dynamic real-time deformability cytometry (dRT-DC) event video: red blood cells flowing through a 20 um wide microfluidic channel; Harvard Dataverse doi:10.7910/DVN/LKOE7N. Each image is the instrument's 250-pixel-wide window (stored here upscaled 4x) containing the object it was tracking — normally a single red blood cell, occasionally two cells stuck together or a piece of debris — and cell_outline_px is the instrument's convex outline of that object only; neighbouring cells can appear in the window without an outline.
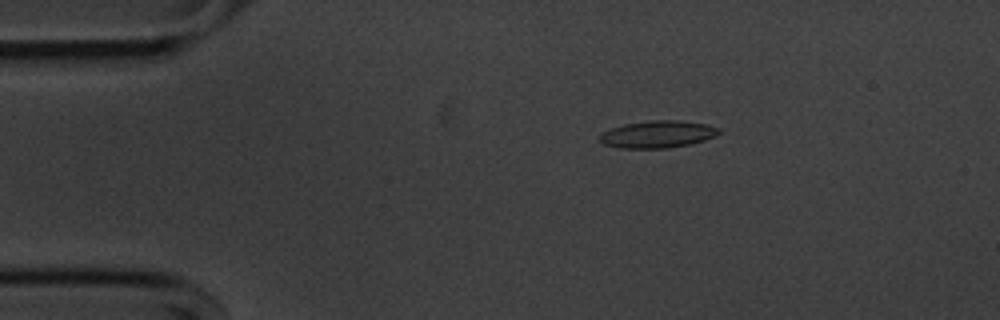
{"species": "common noctule bat (a hibernating species)", "species_latin": "Nyctalus noctula", "temperature_condition": "cold", "stored_images_in_passage": 46, "camera_frame_rate_fps": 3000, "um_per_image_px": 0.085, "animal": {"sex": "male", "body_mass_g": 20.1, "forearm_length_mm": 53.5}, "frame": {"image": 1, "passage_image": 1, "time_ms": 0.0, "image_size_px": [1000, 320], "cell_outline_px": [[720, 132], [704, 140], [688, 144], [668, 148], [620, 148], [604, 144], [596, 140], [596, 136], [600, 132], [624, 124], [648, 120], [680, 120], [708, 124], [720, 128]], "centroid_in_image_um": [55.82, 11.4], "position_along_channel_um": 29.2, "area_um2": 19.07}}
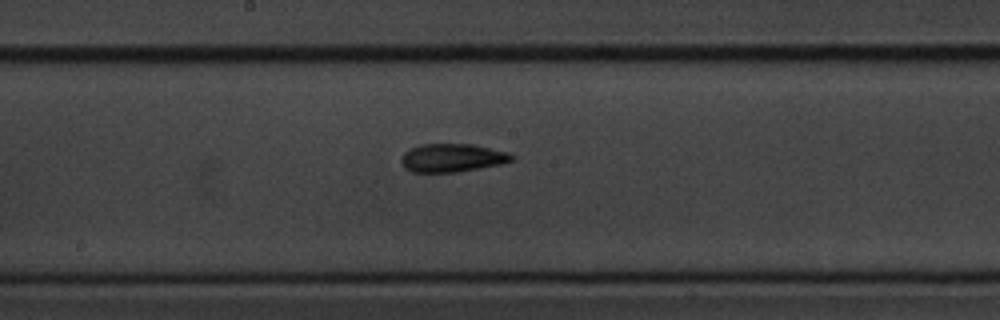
{"frame": {"image": 2, "passage_image": 20, "time_ms": 6.333, "image_size_px": [1000, 320], "cell_outline_px": [[516, 156], [512, 160], [500, 164], [456, 172], [412, 172], [404, 168], [400, 160], [404, 152], [420, 144], [472, 144], [508, 152]], "centroid_in_image_um": [38.42, 13.41], "position_along_channel_um": 209.8, "area_um2": 18.15}}
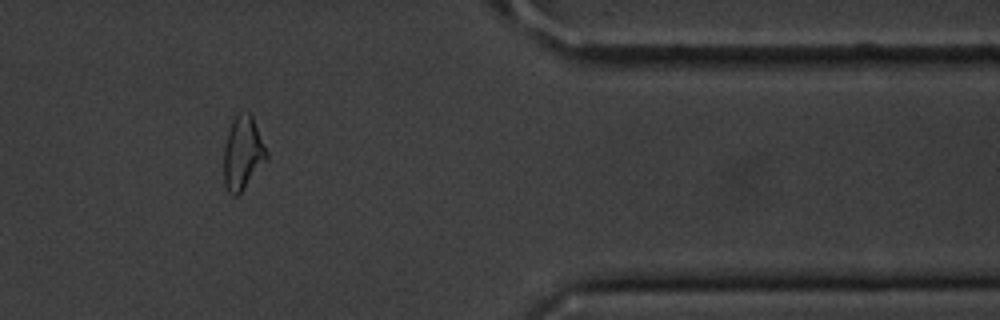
{"frame": {"image": 3, "passage_image": 37, "time_ms": 12.0, "image_size_px": [1000, 320], "cell_outline_px": [[268, 156], [244, 188], [236, 196], [232, 196], [228, 192], [224, 184], [224, 144], [232, 120], [236, 116], [248, 112], [252, 116], [268, 152]], "centroid_in_image_um": [20.61, 13.03], "position_along_channel_um": 390.8, "area_um2": 17.92}, "authors_computed_cell_mechanics": {"area_um2": 18.0625, "velocity_mm_per_s": 3.6035, "shape_relaxation_time_tau1_ms": 5.5947, "shape_relaxation_time_tau2_ms": 7.0681, "deformation_change_tau1": 0.1542, "deformation_change_tau2": 0.1587}}